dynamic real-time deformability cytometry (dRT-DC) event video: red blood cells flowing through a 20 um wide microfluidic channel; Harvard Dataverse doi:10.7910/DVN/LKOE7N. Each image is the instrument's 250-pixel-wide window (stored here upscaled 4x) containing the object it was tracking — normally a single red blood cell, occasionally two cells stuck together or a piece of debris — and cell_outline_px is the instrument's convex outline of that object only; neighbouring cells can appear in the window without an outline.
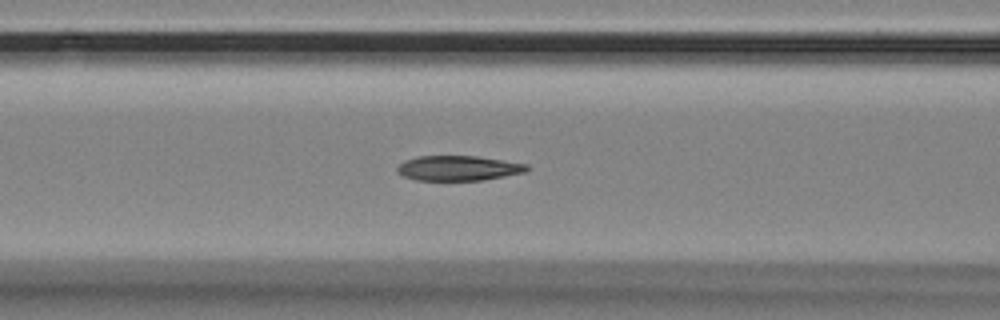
{"species": "Egyptian fruit bat (a non-hibernating species)", "species_latin": "Rousettus aegyptiacus", "temperature_condition": "room temperature", "stored_images_in_passage": 42, "camera_frame_rate_fps": 3000, "um_per_image_px": 0.085, "animal": {"sex": "female"}, "frame": {"image": 1, "passage_image": 8, "time_ms": 2.333, "image_size_px": [1000, 320], "cell_outline_px": [[528, 172], [484, 180], [416, 180], [404, 176], [396, 172], [396, 168], [404, 160], [416, 156], [476, 156], [528, 164]], "centroid_in_image_um": [38.96, 14.29], "position_along_channel_um": 127.6, "area_um2": 18.96}}
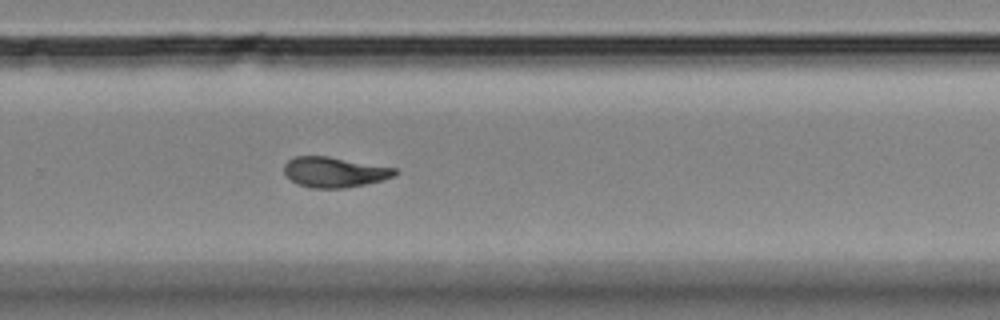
{"frame": {"image": 2, "passage_image": 23, "time_ms": 7.333, "image_size_px": [1000, 320], "cell_outline_px": [[400, 172], [396, 176], [384, 180], [344, 188], [312, 188], [296, 184], [284, 172], [284, 164], [288, 160], [296, 156], [328, 156], [396, 168]], "centroid_in_image_um": [28.46, 14.63], "position_along_channel_um": 301.3, "area_um2": 19.65}}
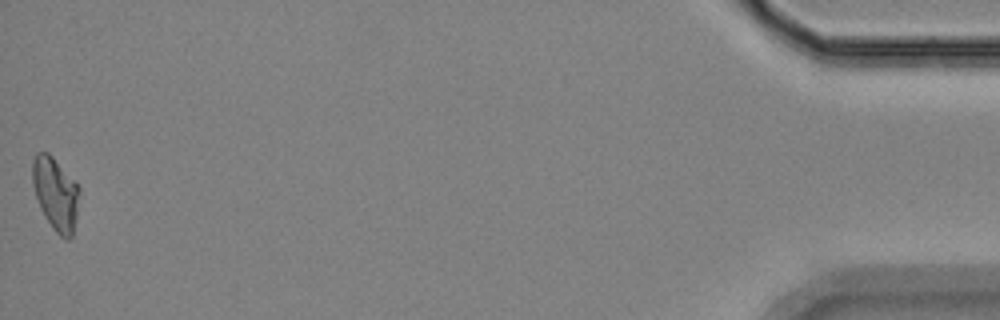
{"frame": {"image": 3, "passage_image": 42, "time_ms": 13.667, "image_size_px": [1000, 320], "cell_outline_px": [[80, 192], [76, 216], [72, 236], [68, 240], [64, 240], [56, 232], [44, 216], [40, 208], [32, 184], [32, 160], [36, 152], [48, 152], [52, 156], [80, 188]], "centroid_in_image_um": [4.71, 16.47], "position_along_channel_um": 430.5, "area_um2": 19.83}, "authors_computed_cell_mechanics": {"area_um2": 19.5942, "velocity_mm_per_s": 3.4836, "shape_relaxation_time_tau1_ms": null, "shape_relaxation_time_tau2_ms": 4.3941, "deformation_change_tau1": null, "deformation_change_tau2": 0.0982}}